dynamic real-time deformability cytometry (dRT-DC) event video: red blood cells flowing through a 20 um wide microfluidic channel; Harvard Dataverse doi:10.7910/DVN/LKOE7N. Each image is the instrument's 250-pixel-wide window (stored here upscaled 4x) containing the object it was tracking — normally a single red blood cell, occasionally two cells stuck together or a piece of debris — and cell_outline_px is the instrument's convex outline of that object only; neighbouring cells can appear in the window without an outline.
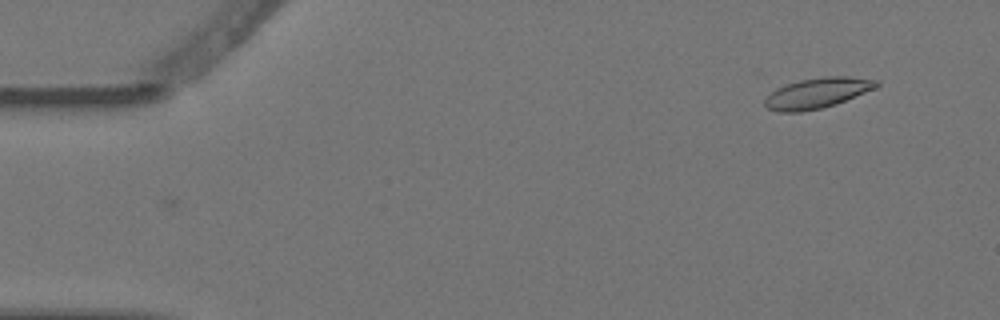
{"species": "Egyptian fruit bat (a non-hibernating species)", "species_latin": "Rousettus aegyptiacus", "temperature_condition": "warm", "stored_images_in_passage": 4, "camera_frame_rate_fps": 3000, "um_per_image_px": 0.085, "animal": {"sex": "female"}, "frame": {"image": 1, "passage_image": 1, "time_ms": 0.0, "image_size_px": [1000, 320], "cell_outline_px": [[880, 84], [876, 88], [836, 104], [820, 108], [800, 112], [776, 112], [768, 108], [764, 104], [764, 100], [776, 88], [800, 80], [824, 76], [848, 76], [880, 80]], "centroid_in_image_um": [69.5, 7.9], "position_along_channel_um": 15.5, "area_um2": 19.77}}
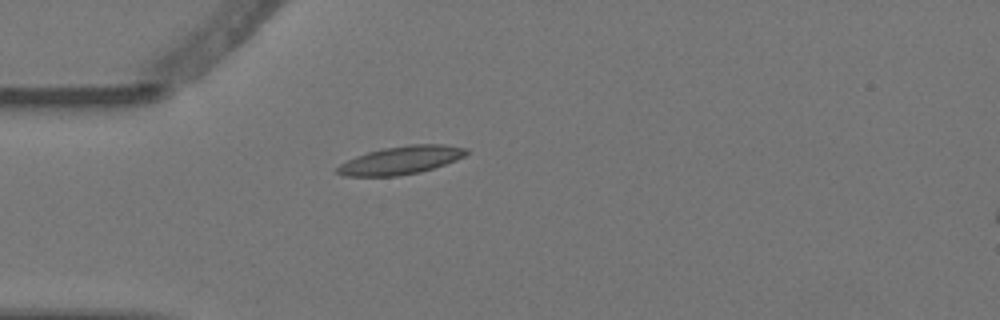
{"frame": {"image": 2, "passage_image": 4, "time_ms": 1.0, "image_size_px": [1000, 320], "cell_outline_px": [[468, 152], [464, 156], [456, 160], [420, 172], [396, 176], [344, 176], [336, 172], [336, 168], [340, 164], [356, 156], [368, 152], [384, 148], [408, 144], [444, 144], [468, 148]], "centroid_in_image_um": [34.08, 13.61], "position_along_channel_um": 50.9, "area_um2": 21.04}}